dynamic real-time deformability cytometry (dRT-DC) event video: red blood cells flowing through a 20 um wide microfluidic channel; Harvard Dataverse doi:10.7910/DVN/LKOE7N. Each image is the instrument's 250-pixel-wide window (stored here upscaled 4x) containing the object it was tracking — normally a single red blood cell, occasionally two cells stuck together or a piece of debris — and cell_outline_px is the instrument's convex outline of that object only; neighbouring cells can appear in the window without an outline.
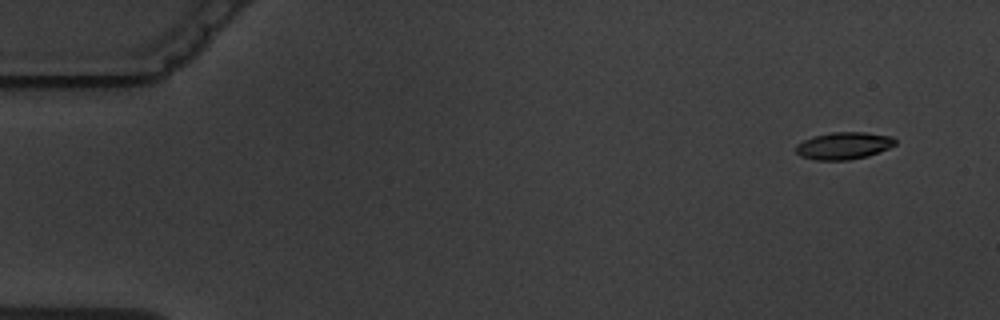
{"species": "common noctule bat (a hibernating species)", "species_latin": "Nyctalus noctula", "temperature_condition": "warm", "stored_images_in_passage": 4, "camera_frame_rate_fps": 3000, "um_per_image_px": 0.085, "animal": {"sex": "male", "body_mass_g": 19.5, "forearm_length_mm": 54.6}, "frame": {"image": 1, "passage_image": 1, "time_ms": 0.0, "image_size_px": [1000, 320], "cell_outline_px": [[896, 144], [888, 148], [868, 156], [848, 160], [816, 160], [800, 156], [796, 152], [796, 144], [812, 136], [832, 132], [864, 132], [892, 136], [896, 140]], "centroid_in_image_um": [71.7, 12.38], "position_along_channel_um": 13.3, "area_um2": 15.78}}
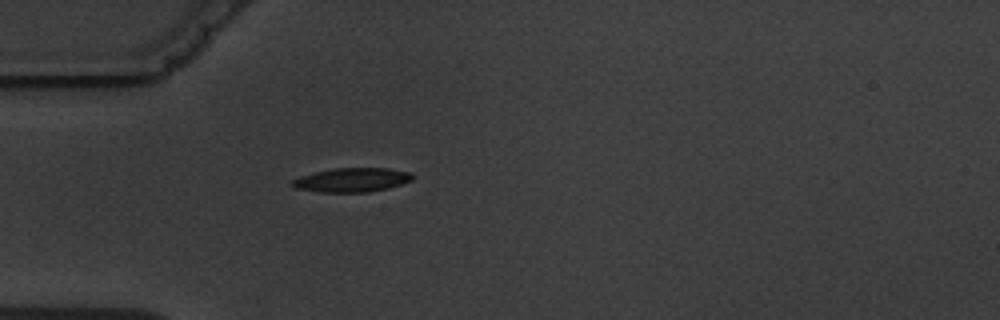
{"frame": {"image": 2, "passage_image": 4, "time_ms": 4.333, "image_size_px": [1000, 320], "cell_outline_px": [[412, 180], [388, 188], [368, 192], [320, 192], [296, 188], [288, 184], [292, 180], [300, 176], [332, 168], [388, 168], [412, 172]], "centroid_in_image_um": [29.89, 15.29], "position_along_channel_um": 55.1, "area_um2": 16.88}}